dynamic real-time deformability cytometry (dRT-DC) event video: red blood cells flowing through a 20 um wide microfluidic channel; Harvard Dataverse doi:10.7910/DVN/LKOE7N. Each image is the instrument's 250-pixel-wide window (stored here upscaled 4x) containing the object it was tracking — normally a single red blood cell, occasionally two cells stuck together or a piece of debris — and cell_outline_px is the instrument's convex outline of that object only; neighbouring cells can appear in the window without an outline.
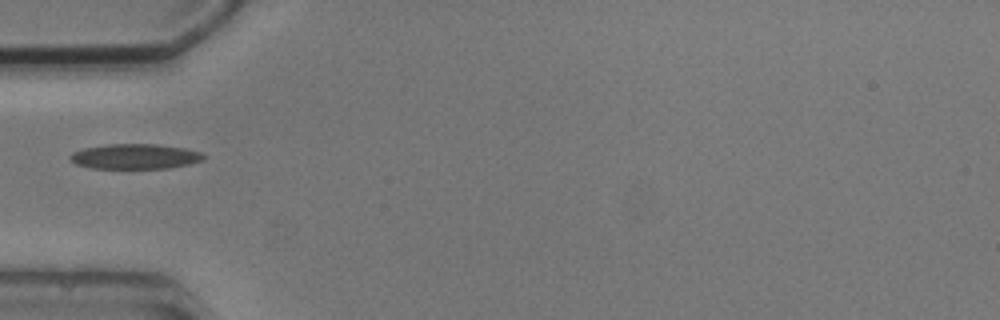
{"species": "common noctule bat (a hibernating species)", "species_latin": "Nyctalus noctula", "temperature_condition": "cold", "stored_images_in_passage": 2, "camera_frame_rate_fps": 3000, "um_per_image_px": 0.085, "animal": {"sex": "male", "body_mass_g": 20.5, "forearm_length_mm": 52.5}, "frame": {"image": 1, "passage_image": 1, "time_ms": 0.0, "image_size_px": [1000, 320], "cell_outline_px": [[204, 160], [188, 164], [168, 168], [92, 168], [76, 164], [68, 156], [72, 152], [84, 148], [108, 144], [156, 144], [184, 148], [200, 152], [204, 156]], "centroid_in_image_um": [11.46, 13.29], "position_along_channel_um": 73.5, "area_um2": 19.36}}